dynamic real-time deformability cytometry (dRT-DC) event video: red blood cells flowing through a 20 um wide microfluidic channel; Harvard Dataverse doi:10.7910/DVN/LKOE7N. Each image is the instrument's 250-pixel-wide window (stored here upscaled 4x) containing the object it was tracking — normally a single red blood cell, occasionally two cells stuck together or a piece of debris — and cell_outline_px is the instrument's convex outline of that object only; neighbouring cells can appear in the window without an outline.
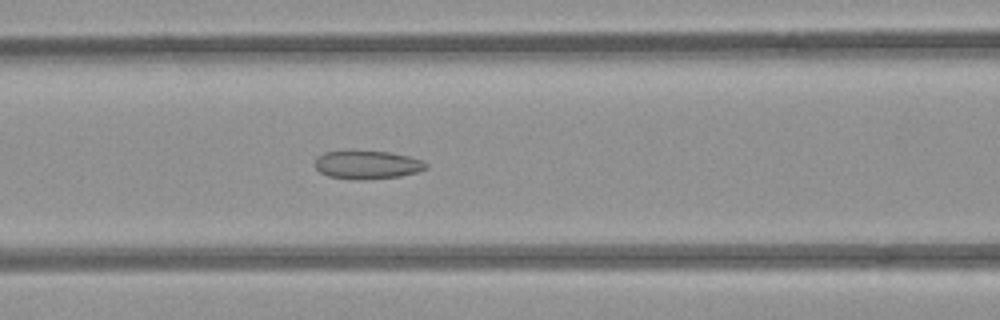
{"species": "common noctule bat (a hibernating species)", "species_latin": "Nyctalus noctula", "temperature_condition": "room temperature", "stored_images_in_passage": 54, "camera_frame_rate_fps": 3000, "um_per_image_px": 0.085, "animal": {"sex": "female", "body_mass_g": 21.9}, "frame": {"image": 1, "passage_image": 23, "time_ms": 7.333, "image_size_px": [1000, 320], "cell_outline_px": [[428, 168], [420, 172], [400, 176], [364, 180], [356, 180], [328, 176], [320, 172], [312, 164], [316, 156], [324, 152], [348, 148], [352, 148], [392, 152], [408, 156], [420, 160], [428, 164]], "centroid_in_image_um": [31.15, 13.96], "position_along_channel_um": 135.4, "area_um2": 19.42}}
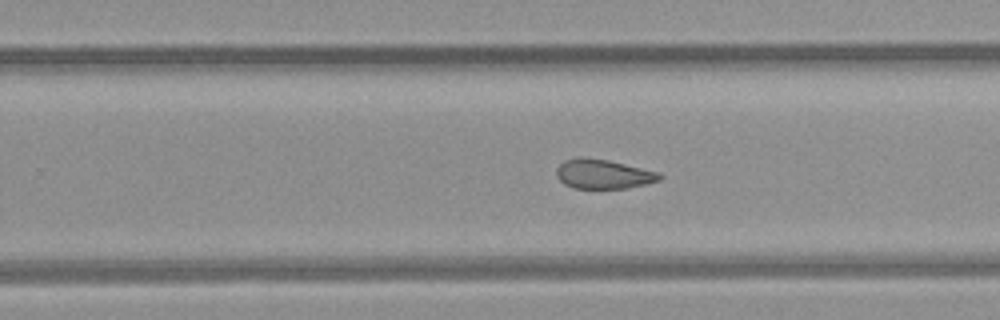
{"frame": {"image": 2, "passage_image": 34, "time_ms": 11.0, "image_size_px": [1000, 320], "cell_outline_px": [[664, 176], [660, 180], [628, 188], [572, 188], [564, 184], [556, 176], [556, 168], [564, 160], [580, 156], [584, 156], [608, 160], [660, 172]], "centroid_in_image_um": [51.26, 14.78], "position_along_channel_um": 278.5, "area_um2": 17.86}}
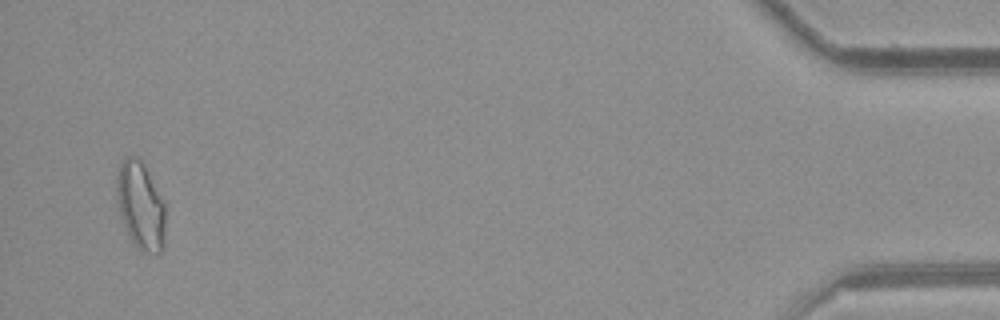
{"frame": {"image": 3, "passage_image": 52, "time_ms": 17.0, "image_size_px": [1000, 320], "cell_outline_px": [[164, 244], [160, 252], [148, 252], [140, 248], [132, 240], [120, 216], [116, 184], [116, 176], [120, 164], [128, 156], [140, 156], [164, 204]], "centroid_in_image_um": [11.94, 17.43], "position_along_channel_um": 423.3, "area_um2": 24.22}, "authors_computed_cell_mechanics": {"area_um2": 20.1144, "velocity_mm_per_s": 3.9151, "shape_relaxation_time_tau1_ms": null, "shape_relaxation_time_tau2_ms": 2.8323, "deformation_change_tau1": null, "deformation_change_tau2": 0.0821}}